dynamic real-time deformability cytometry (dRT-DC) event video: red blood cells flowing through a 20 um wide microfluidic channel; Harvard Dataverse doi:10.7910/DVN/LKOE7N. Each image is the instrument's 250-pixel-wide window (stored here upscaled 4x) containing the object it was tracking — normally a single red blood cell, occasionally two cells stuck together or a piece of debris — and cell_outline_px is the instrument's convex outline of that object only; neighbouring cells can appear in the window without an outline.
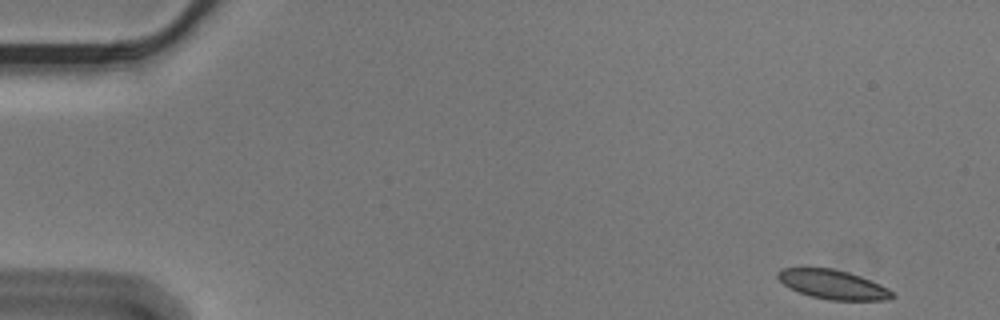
{"species": "Egyptian fruit bat (a non-hibernating species)", "species_latin": "Rousettus aegyptiacus", "temperature_condition": "cold", "stored_images_in_passage": 54, "camera_frame_rate_fps": 3000, "um_per_image_px": 0.085, "animal": {"sex": "male"}, "frame": {"image": 1, "passage_image": 1, "time_ms": 0.0, "image_size_px": [1000, 320], "cell_outline_px": [[896, 296], [884, 300], [828, 300], [812, 296], [800, 292], [784, 284], [776, 276], [776, 272], [780, 268], [832, 268], [848, 272], [860, 276], [880, 284], [888, 288]], "centroid_in_image_um": [70.8, 24.17], "position_along_channel_um": 14.2, "area_um2": 19.31}}
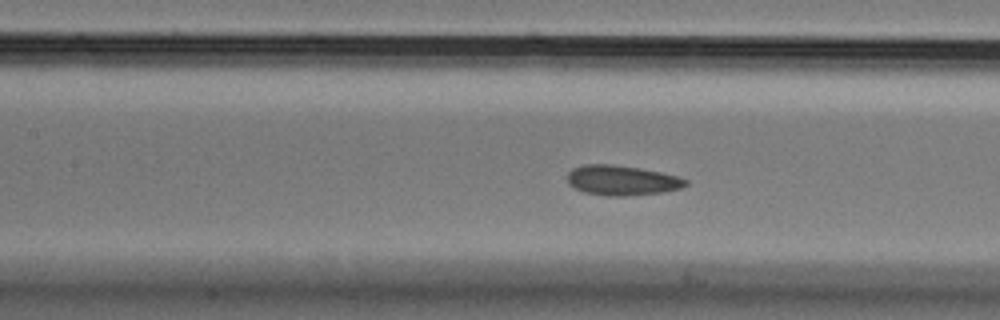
{"frame": {"image": 2, "passage_image": 23, "time_ms": 7.333, "image_size_px": [1000, 320], "cell_outline_px": [[688, 184], [684, 188], [664, 192], [624, 196], [608, 196], [584, 192], [568, 184], [568, 172], [572, 168], [584, 164], [612, 164], [640, 168], [660, 172], [676, 176], [688, 180]], "centroid_in_image_um": [52.87, 15.33], "position_along_channel_um": 154.5, "area_um2": 20.75}}
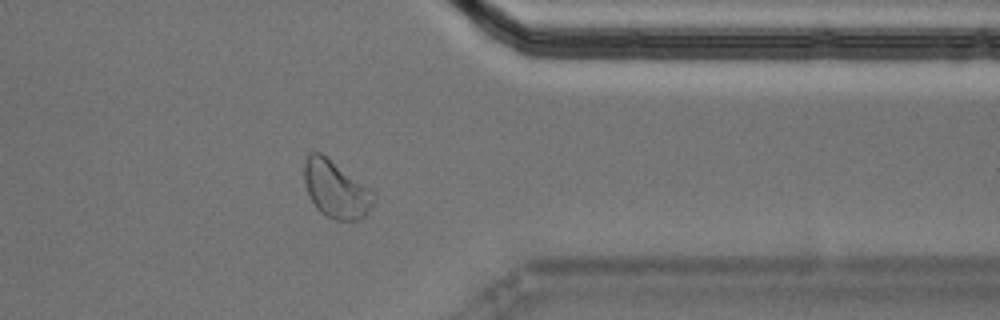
{"frame": {"image": 3, "passage_image": 43, "time_ms": 14.0, "image_size_px": [1000, 320], "cell_outline_px": [[376, 200], [368, 212], [364, 216], [356, 220], [336, 220], [320, 212], [316, 208], [308, 196], [304, 184], [304, 164], [308, 156], [312, 152], [320, 152], [376, 192]], "centroid_in_image_um": [28.57, 16.1], "position_along_channel_um": 382.8, "area_um2": 23.24}, "authors_computed_cell_mechanics": {"area_um2": 20.7502, "velocity_mm_per_s": 3.5461, "shape_relaxation_time_tau1_ms": 4.7065, "shape_relaxation_time_tau2_ms": 3.2687, "deformation_change_tau1": 0.0765, "deformation_change_tau2": 0.0662}}